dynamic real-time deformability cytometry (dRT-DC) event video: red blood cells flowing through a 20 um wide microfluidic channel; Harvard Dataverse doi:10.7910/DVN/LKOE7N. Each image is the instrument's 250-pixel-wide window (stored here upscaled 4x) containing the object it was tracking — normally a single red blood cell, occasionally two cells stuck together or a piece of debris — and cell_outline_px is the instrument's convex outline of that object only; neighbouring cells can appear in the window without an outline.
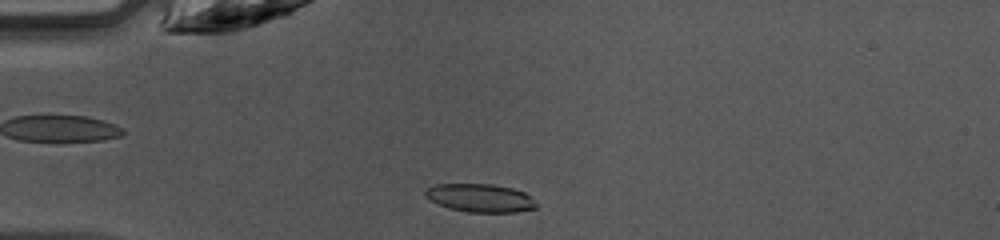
{"species": "common noctule bat (a hibernating species)", "species_latin": "Nyctalus noctula", "temperature_condition": "warm", "stored_images_in_passage": 47, "camera_frame_rate_fps": 3000, "um_per_image_px": 0.085, "animal": {"sex": "female", "body_mass_g": 10.0, "forearm_length_mm": 53.1}, "frame": {"image": 1, "passage_image": 12, "time_ms": 3.667, "image_size_px": [1000, 240], "cell_outline_px": [[536, 208], [516, 212], [468, 212], [448, 208], [436, 204], [424, 196], [424, 188], [432, 184], [492, 184], [512, 188], [524, 192], [536, 204]], "centroid_in_image_um": [40.72, 16.82], "position_along_channel_um": 44.3, "area_um2": 18.38}}
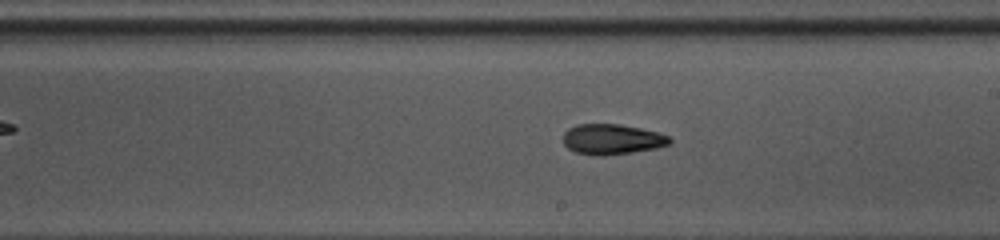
{"frame": {"image": 2, "passage_image": 27, "time_ms": 8.667, "image_size_px": [1000, 240], "cell_outline_px": [[672, 140], [668, 144], [656, 148], [632, 152], [604, 156], [596, 156], [576, 152], [568, 148], [564, 144], [564, 132], [568, 128], [576, 124], [620, 124], [660, 132], [668, 136]], "centroid_in_image_um": [52.01, 11.83], "position_along_channel_um": 237.0, "area_um2": 18.9}}
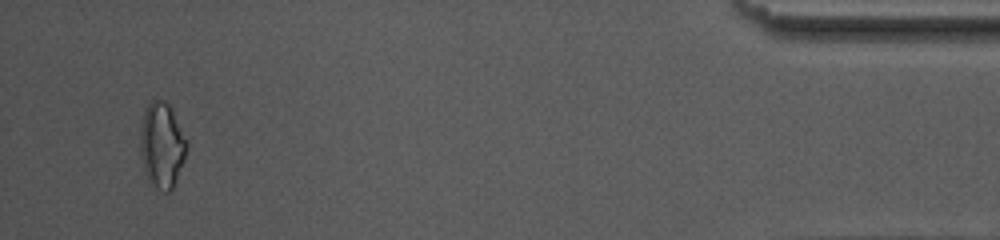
{"frame": {"image": 3, "passage_image": 45, "time_ms": 14.667, "image_size_px": [1000, 240], "cell_outline_px": [[188, 144], [184, 160], [172, 188], [168, 192], [164, 192], [148, 180], [144, 168], [140, 152], [140, 124], [144, 112], [148, 104], [152, 100], [164, 100], [168, 104], [188, 140]], "centroid_in_image_um": [13.76, 12.32], "position_along_channel_um": 421.4, "area_um2": 22.95}, "authors_computed_cell_mechanics": {"area_um2": 18.5538, "velocity_mm_per_s": 4.2385, "shape_relaxation_time_tau1_ms": 6.9471, "shape_relaxation_time_tau2_ms": 3.7977, "deformation_change_tau1": 0.1794, "deformation_change_tau2": 0.1089}}